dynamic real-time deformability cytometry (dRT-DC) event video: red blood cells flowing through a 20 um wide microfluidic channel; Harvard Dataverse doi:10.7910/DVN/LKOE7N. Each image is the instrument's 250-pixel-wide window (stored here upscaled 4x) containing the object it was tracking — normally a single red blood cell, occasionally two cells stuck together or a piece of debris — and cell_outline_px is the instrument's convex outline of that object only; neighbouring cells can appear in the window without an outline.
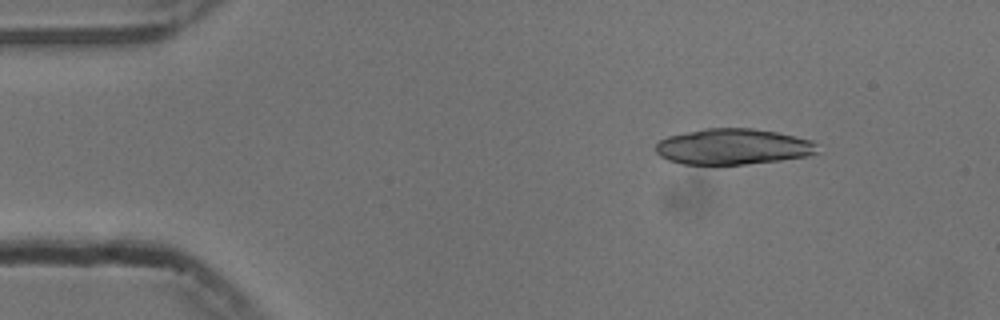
{"species": "common noctule bat (a hibernating species)", "species_latin": "Nyctalus noctula", "temperature_condition": "cold", "stored_images_in_passage": 12, "camera_frame_rate_fps": 3000, "um_per_image_px": 0.085, "animal": {"sex": "male", "body_mass_g": 13.3}, "frame": {"image": 1, "passage_image": 1, "time_ms": 0.0, "image_size_px": [1000, 320], "cell_outline_px": [[820, 152], [808, 156], [780, 160], [716, 168], [680, 164], [668, 160], [660, 156], [656, 152], [656, 144], [660, 140], [668, 136], [704, 128], [752, 128], [776, 132], [812, 140], [816, 144]], "centroid_in_image_um": [62.27, 12.51], "position_along_channel_um": 22.7, "area_um2": 34.85}}